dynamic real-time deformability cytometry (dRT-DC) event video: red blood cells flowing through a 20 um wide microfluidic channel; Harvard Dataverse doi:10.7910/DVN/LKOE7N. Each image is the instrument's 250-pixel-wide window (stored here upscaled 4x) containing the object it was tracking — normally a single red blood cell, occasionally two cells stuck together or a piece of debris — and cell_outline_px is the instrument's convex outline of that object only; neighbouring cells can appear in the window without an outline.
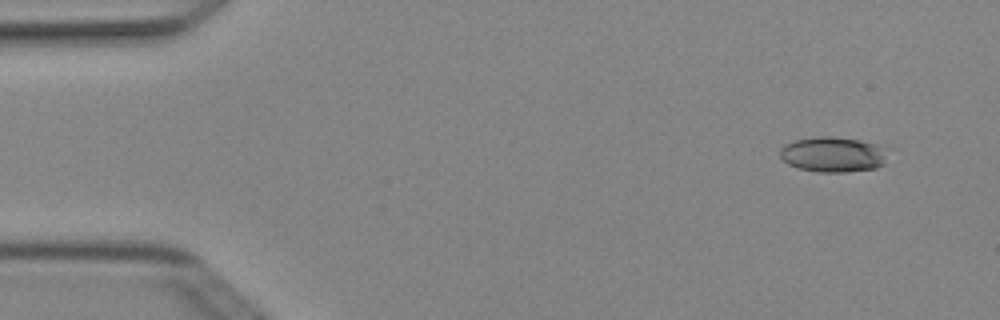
{"species": "Egyptian fruit bat (a non-hibernating species)", "species_latin": "Rousettus aegyptiacus", "temperature_condition": "cold", "stored_images_in_passage": 4, "camera_frame_rate_fps": 3000, "um_per_image_px": 0.085, "animal": {"sex": "female"}, "frame": {"image": 1, "passage_image": 1, "time_ms": 0.0, "image_size_px": [1000, 320], "cell_outline_px": [[884, 164], [876, 168], [848, 172], [816, 172], [800, 168], [788, 164], [780, 156], [780, 148], [784, 144], [796, 140], [820, 136], [832, 136], [860, 140], [876, 144], [884, 148]], "centroid_in_image_um": [70.78, 13.13], "position_along_channel_um": 14.2, "area_um2": 22.02}}
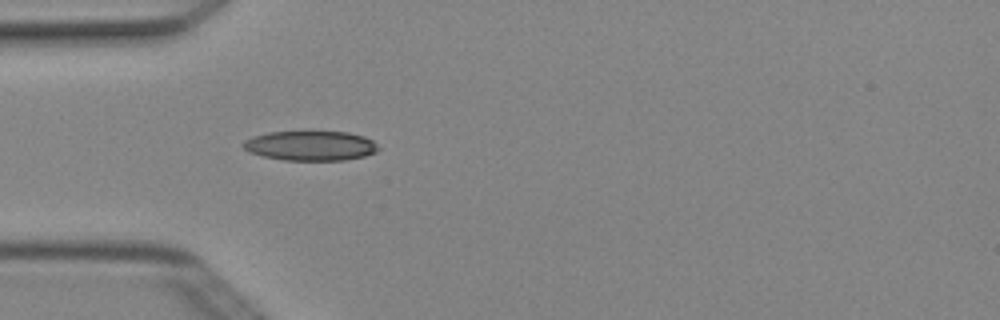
{"frame": {"image": 2, "passage_image": 4, "time_ms": 1.0, "image_size_px": [1000, 320], "cell_outline_px": [[380, 148], [376, 152], [364, 156], [344, 160], [284, 160], [264, 156], [248, 152], [240, 144], [244, 140], [252, 136], [268, 132], [348, 132], [364, 136], [372, 140]], "centroid_in_image_um": [26.37, 12.38], "position_along_channel_um": 58.6, "area_um2": 23.41}}